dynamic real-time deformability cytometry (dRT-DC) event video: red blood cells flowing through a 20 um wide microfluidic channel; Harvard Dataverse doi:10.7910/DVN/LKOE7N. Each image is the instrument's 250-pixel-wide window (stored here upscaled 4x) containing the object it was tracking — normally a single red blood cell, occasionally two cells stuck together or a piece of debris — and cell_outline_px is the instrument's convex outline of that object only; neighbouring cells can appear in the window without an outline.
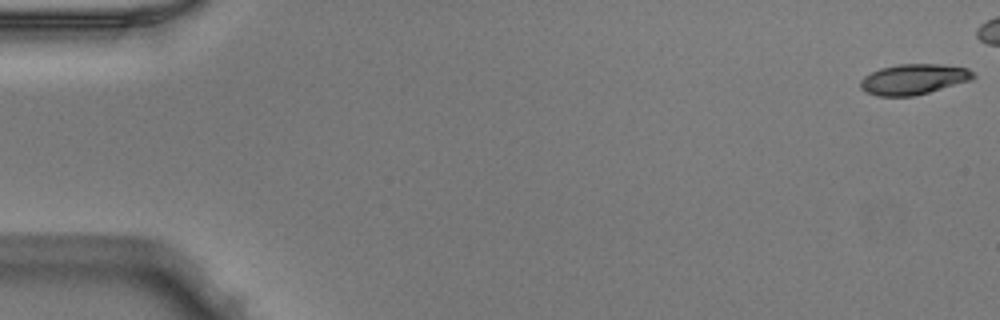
{"species": "Egyptian fruit bat (a non-hibernating species)", "species_latin": "Rousettus aegyptiacus", "temperature_condition": "warm", "stored_images_in_passage": 45, "camera_frame_rate_fps": 3000, "um_per_image_px": 0.085, "animal": {"sex": "male"}, "frame": {"image": 1, "passage_image": 1, "time_ms": 0.0, "image_size_px": [1000, 320], "cell_outline_px": [[976, 76], [972, 80], [928, 92], [912, 96], [876, 96], [864, 92], [860, 88], [860, 80], [864, 76], [880, 68], [896, 64], [940, 64], [968, 68]], "centroid_in_image_um": [77.63, 6.73], "position_along_channel_um": 7.4, "area_um2": 20.11}}
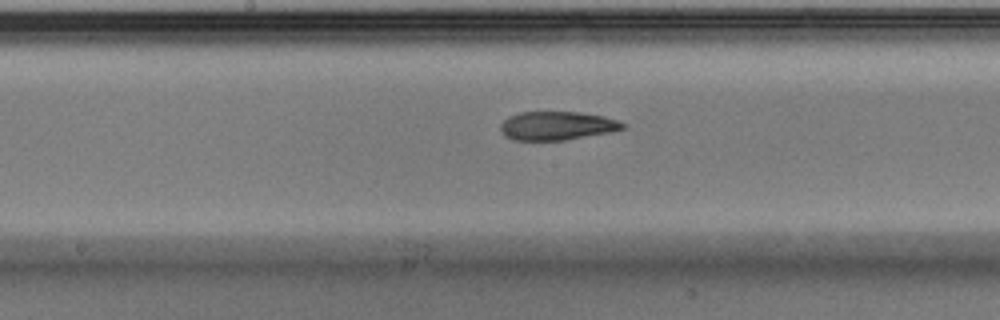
{"frame": {"image": 2, "passage_image": 27, "time_ms": 8.667, "image_size_px": [1000, 320], "cell_outline_px": [[624, 128], [612, 132], [564, 140], [512, 140], [504, 136], [500, 128], [500, 124], [508, 116], [520, 112], [580, 112], [604, 116], [616, 120], [624, 124]], "centroid_in_image_um": [47.31, 10.69], "position_along_channel_um": 200.9, "area_um2": 20.4}}
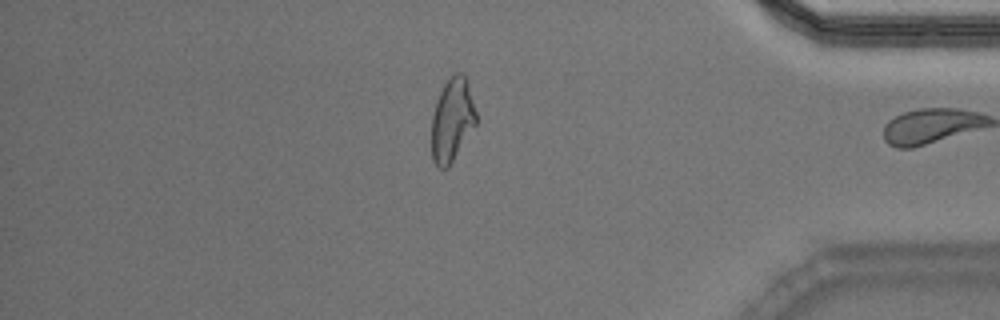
{"frame": {"image": 3, "passage_image": 44, "time_ms": 14.333, "image_size_px": [1000, 320], "cell_outline_px": [[476, 124], [448, 168], [440, 168], [432, 160], [432, 116], [436, 100], [444, 84], [452, 72], [460, 72], [468, 80], [476, 112]], "centroid_in_image_um": [38.43, 10.16], "position_along_channel_um": 396.8, "area_um2": 21.68}, "authors_computed_cell_mechanics": {"area_um2": 20.9236, "velocity_mm_per_s": 3.9727, "shape_relaxation_time_tau1_ms": null, "shape_relaxation_time_tau2_ms": 3.6455, "deformation_change_tau1": null, "deformation_change_tau2": 0.1181}}